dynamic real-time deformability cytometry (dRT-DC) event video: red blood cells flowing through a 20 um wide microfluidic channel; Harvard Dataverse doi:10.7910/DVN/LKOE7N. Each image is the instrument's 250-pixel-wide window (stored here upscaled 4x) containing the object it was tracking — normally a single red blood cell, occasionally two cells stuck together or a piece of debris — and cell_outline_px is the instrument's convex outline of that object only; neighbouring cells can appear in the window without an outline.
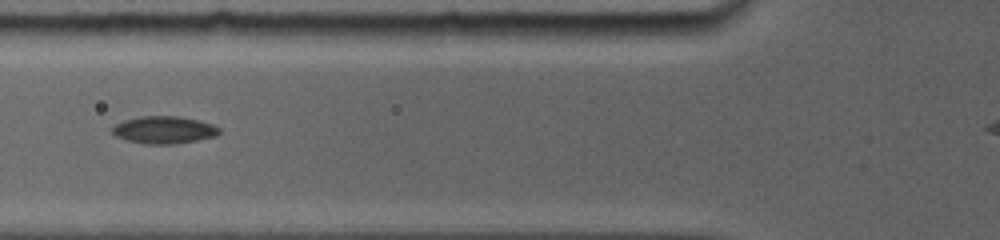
{"species": "common noctule bat (a hibernating species)", "species_latin": "Nyctalus noctula", "temperature_condition": "room temperature", "stored_images_in_passage": 11, "camera_frame_rate_fps": 5000, "um_per_image_px": 0.085, "animal": {"sex": "female", "body_mass_g": 19.0, "forearm_length_mm": 56.7}, "frame": {"image": 1, "passage_image": 4, "time_ms": 2.0, "image_size_px": [1000, 240], "cell_outline_px": [[220, 132], [216, 136], [196, 140], [172, 144], [144, 144], [124, 140], [116, 136], [112, 132], [112, 128], [116, 124], [124, 120], [140, 116], [180, 116], [200, 120], [212, 124], [220, 128]], "centroid_in_image_um": [13.93, 11.04], "position_along_channel_um": 111.9, "area_um2": 17.17}}
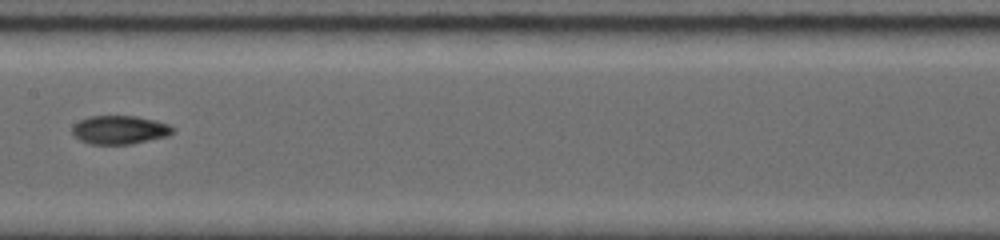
{"frame": {"image": 2, "passage_image": 7, "time_ms": 4.2, "image_size_px": [1000, 240], "cell_outline_px": [[176, 128], [168, 136], [132, 144], [88, 144], [80, 140], [72, 132], [72, 124], [88, 116], [136, 116], [156, 120], [168, 124]], "centroid_in_image_um": [10.17, 11.03], "position_along_channel_um": 197.2, "area_um2": 16.88}}
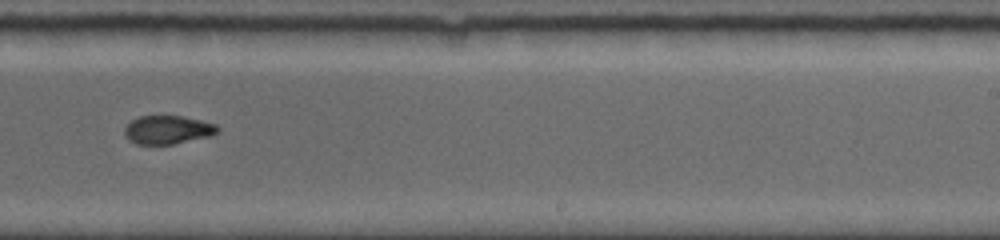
{"frame": {"image": 3, "passage_image": 10, "time_ms": 6.2, "image_size_px": [1000, 240], "cell_outline_px": [[220, 132], [212, 136], [172, 144], [136, 144], [128, 140], [124, 136], [124, 128], [132, 120], [140, 116], [184, 116], [216, 124], [220, 128]], "centroid_in_image_um": [14.28, 11.04], "position_along_channel_um": 274.7, "area_um2": 15.61}}